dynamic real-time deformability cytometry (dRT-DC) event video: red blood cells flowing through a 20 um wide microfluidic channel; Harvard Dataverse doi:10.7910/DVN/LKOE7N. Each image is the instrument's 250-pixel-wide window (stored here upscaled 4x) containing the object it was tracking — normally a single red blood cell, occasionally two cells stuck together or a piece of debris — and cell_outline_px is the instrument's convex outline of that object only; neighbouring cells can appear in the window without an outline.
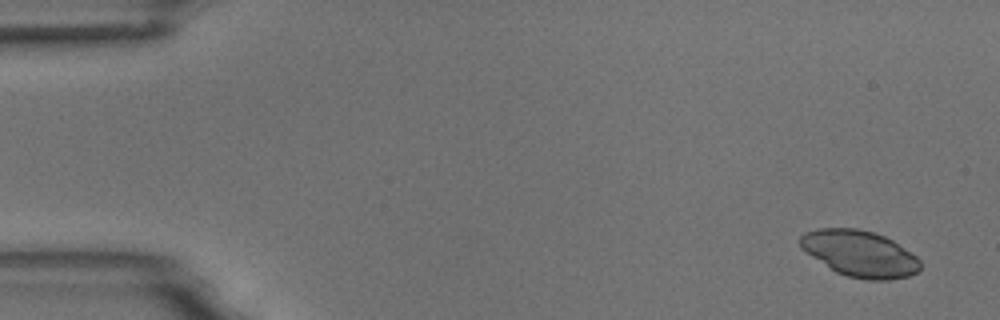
{"species": "common noctule bat (a hibernating species)", "species_latin": "Nyctalus noctula", "temperature_condition": "room temperature", "stored_images_in_passage": 6, "camera_frame_rate_fps": 3000, "um_per_image_px": 0.085, "animal": {"sex": "male", "body_mass_g": 18.8}, "frame": {"image": 1, "passage_image": 1, "time_ms": 0.0, "image_size_px": [1000, 320], "cell_outline_px": [[920, 268], [916, 272], [908, 276], [888, 280], [868, 280], [848, 276], [836, 272], [800, 248], [800, 236], [804, 232], [816, 228], [856, 228], [872, 232], [884, 236], [892, 240], [916, 256], [920, 260]], "centroid_in_image_um": [73.06, 21.55], "position_along_channel_um": 11.9, "area_um2": 32.14}}